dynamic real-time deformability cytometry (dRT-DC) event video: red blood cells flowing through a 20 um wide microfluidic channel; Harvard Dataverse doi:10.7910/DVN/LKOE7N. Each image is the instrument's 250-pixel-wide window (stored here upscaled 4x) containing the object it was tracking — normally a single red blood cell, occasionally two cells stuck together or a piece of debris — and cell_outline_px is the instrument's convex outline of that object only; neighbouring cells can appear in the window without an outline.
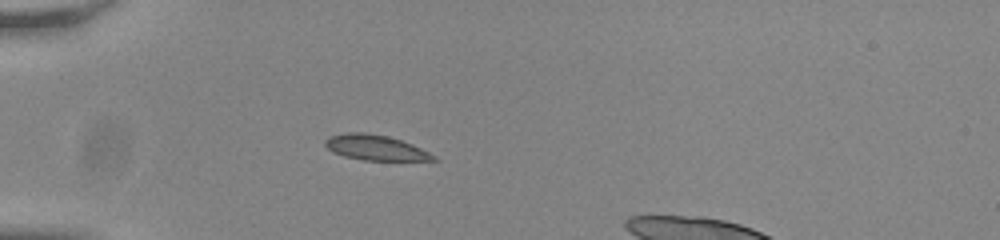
{"species": "common noctule bat (a hibernating species)", "species_latin": "Nyctalus noctula", "temperature_condition": "room temperature", "stored_images_in_passage": 35, "camera_frame_rate_fps": 3000, "um_per_image_px": 0.085, "animal": {"sex": "male", "body_mass_g": 20.0, "forearm_length_mm": 53.3}, "frame": {"image": 1, "passage_image": 1, "time_ms": 0.0, "image_size_px": [1000, 240], "cell_outline_px": [[440, 160], [364, 160], [344, 156], [332, 152], [324, 144], [324, 140], [328, 136], [348, 132], [364, 132], [388, 136], [412, 144], [436, 156]], "centroid_in_image_um": [31.88, 12.54], "position_along_channel_um": 53.1, "area_um2": 15.9}}
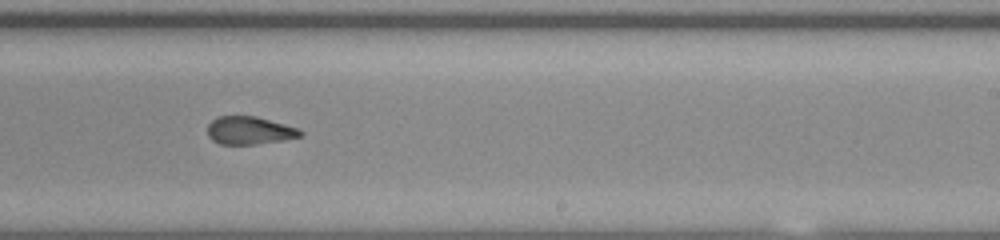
{"frame": {"image": 2, "passage_image": 19, "time_ms": 6.0, "image_size_px": [1000, 240], "cell_outline_px": [[304, 132], [300, 136], [284, 140], [256, 144], [220, 144], [212, 140], [208, 136], [208, 124], [212, 120], [220, 116], [256, 116], [300, 128]], "centroid_in_image_um": [21.22, 11.09], "position_along_channel_um": 267.8, "area_um2": 15.14}}
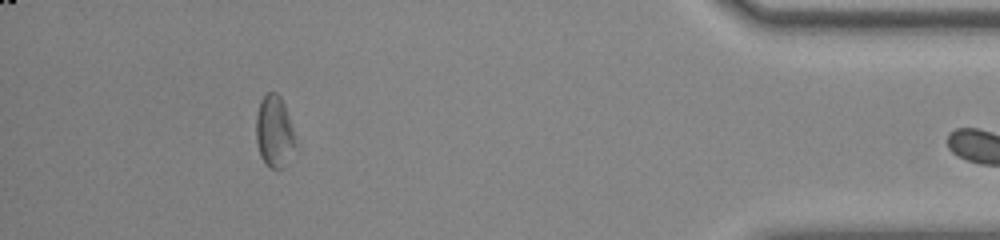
{"frame": {"image": 3, "passage_image": 34, "time_ms": 11.0, "image_size_px": [1000, 240], "cell_outline_px": [[296, 144], [284, 168], [272, 168], [264, 164], [260, 156], [256, 140], [256, 116], [260, 100], [268, 92], [276, 92], [280, 96], [284, 104], [292, 128]], "centroid_in_image_um": [23.29, 11.19], "position_along_channel_um": 411.9, "area_um2": 16.36}}